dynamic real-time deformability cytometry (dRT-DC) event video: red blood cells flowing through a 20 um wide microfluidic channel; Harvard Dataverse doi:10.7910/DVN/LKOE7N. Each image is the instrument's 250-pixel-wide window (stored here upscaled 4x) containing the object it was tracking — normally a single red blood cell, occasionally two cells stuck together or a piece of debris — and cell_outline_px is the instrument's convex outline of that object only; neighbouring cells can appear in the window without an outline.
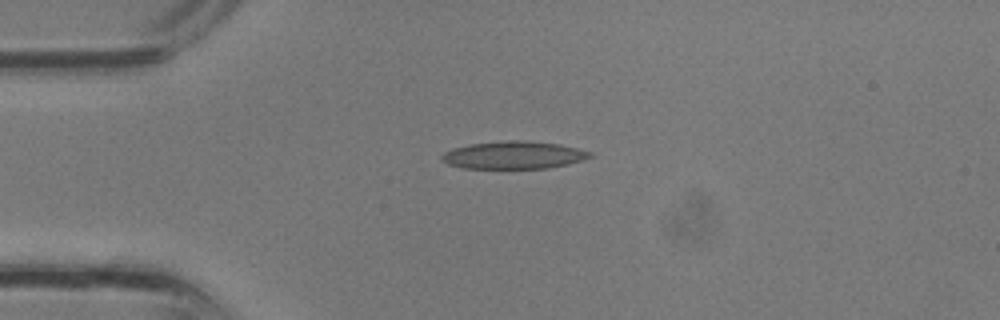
{"species": "common noctule bat (a hibernating species)", "species_latin": "Nyctalus noctula", "temperature_condition": "room temperature", "stored_images_in_passage": 26, "camera_frame_rate_fps": 3000, "um_per_image_px": 0.085, "animal": {"sex": "male", "body_mass_g": 13.3}, "frame": {"image": 1, "passage_image": 1, "time_ms": 0.0, "image_size_px": [1000, 320], "cell_outline_px": [[596, 156], [584, 160], [568, 164], [548, 168], [464, 168], [448, 164], [440, 160], [440, 156], [444, 152], [452, 148], [468, 144], [508, 140], [524, 140], [560, 144], [592, 152]], "centroid_in_image_um": [43.68, 13.18], "position_along_channel_um": 41.3, "area_um2": 24.1}}
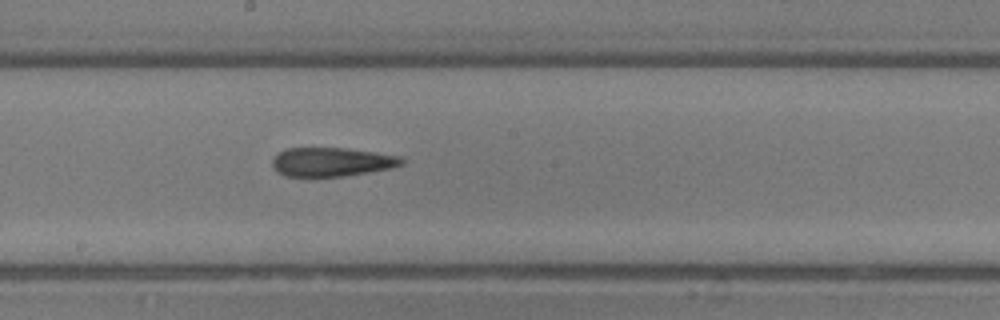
{"frame": {"image": 2, "passage_image": 11, "time_ms": 3.333, "image_size_px": [1000, 320], "cell_outline_px": [[404, 164], [392, 168], [344, 176], [284, 176], [276, 172], [272, 168], [272, 160], [280, 152], [288, 148], [348, 148], [404, 156]], "centroid_in_image_um": [28.23, 13.76], "position_along_channel_um": 220.0, "area_um2": 21.96}}
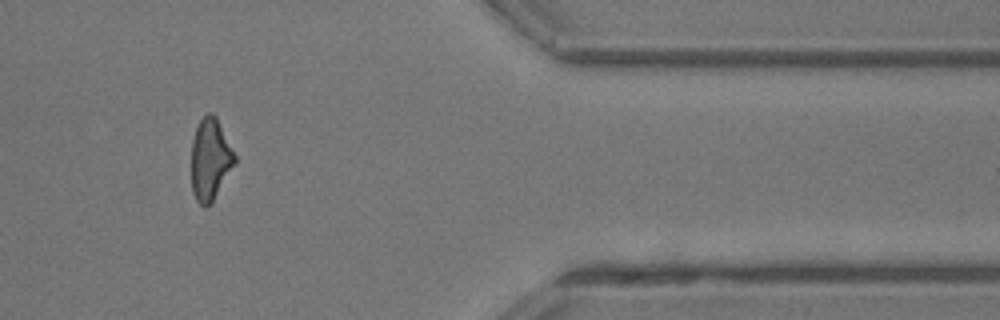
{"frame": {"image": 3, "passage_image": 21, "time_ms": 6.667, "image_size_px": [1000, 320], "cell_outline_px": [[236, 164], [212, 204], [204, 208], [196, 200], [192, 192], [192, 140], [196, 128], [200, 120], [208, 112], [212, 112], [216, 116], [236, 156]], "centroid_in_image_um": [17.89, 13.59], "position_along_channel_um": 393.5, "area_um2": 20.92}}